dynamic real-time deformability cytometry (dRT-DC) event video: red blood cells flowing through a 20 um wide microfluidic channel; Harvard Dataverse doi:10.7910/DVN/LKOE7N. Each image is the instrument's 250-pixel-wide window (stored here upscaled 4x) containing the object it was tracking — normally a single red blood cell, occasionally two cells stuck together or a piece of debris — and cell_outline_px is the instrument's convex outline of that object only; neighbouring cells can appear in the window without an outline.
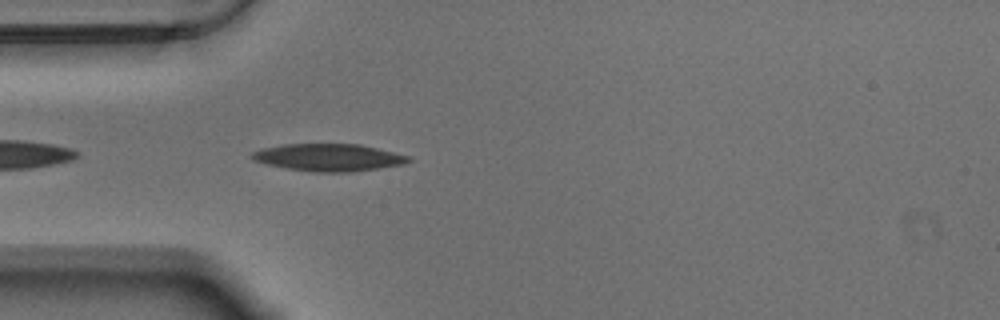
{"species": "Egyptian fruit bat (a non-hibernating species)", "species_latin": "Rousettus aegyptiacus", "temperature_condition": "warm", "stored_images_in_passage": 7, "camera_frame_rate_fps": 3000, "um_per_image_px": 0.085, "animal": {"sex": "male"}, "frame": {"image": 1, "passage_image": 2, "time_ms": 0.333, "image_size_px": [1000, 320], "cell_outline_px": [[412, 160], [404, 164], [352, 172], [316, 172], [288, 168], [268, 164], [252, 160], [248, 156], [252, 152], [264, 148], [284, 144], [360, 144], [412, 156]], "centroid_in_image_um": [27.97, 13.38], "position_along_channel_um": 57.0, "area_um2": 24.91}}